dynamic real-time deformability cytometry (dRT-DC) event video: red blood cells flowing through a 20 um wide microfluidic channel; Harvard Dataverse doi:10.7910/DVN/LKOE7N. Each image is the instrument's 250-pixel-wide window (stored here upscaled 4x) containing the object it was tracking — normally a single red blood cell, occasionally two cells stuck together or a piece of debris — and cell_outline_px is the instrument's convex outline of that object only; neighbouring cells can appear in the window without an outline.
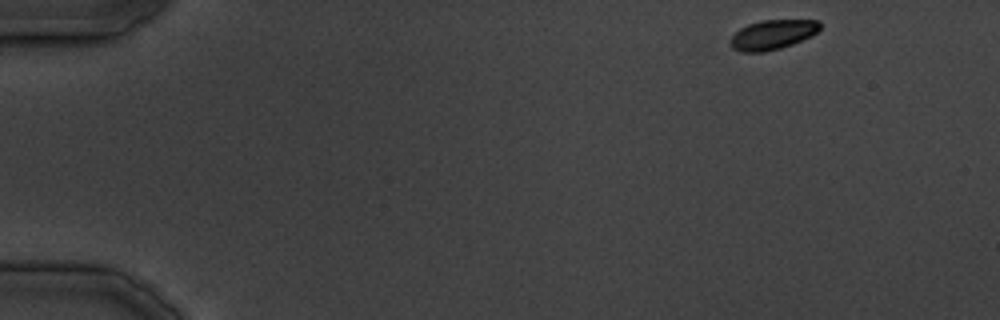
{"species": "common noctule bat (a hibernating species)", "species_latin": "Nyctalus noctula", "temperature_condition": "cold", "stored_images_in_passage": 29, "camera_frame_rate_fps": 3000, "um_per_image_px": 0.085, "animal": {"sex": "male", "body_mass_g": 19.5, "forearm_length_mm": 54.6}, "frame": {"image": 1, "passage_image": 1, "time_ms": 0.0, "image_size_px": [1000, 320], "cell_outline_px": [[820, 28], [812, 36], [792, 44], [780, 48], [764, 52], [740, 52], [732, 48], [728, 40], [740, 28], [748, 24], [764, 20], [820, 20]], "centroid_in_image_um": [65.65, 2.95], "position_along_channel_um": 19.4, "area_um2": 15.49}}